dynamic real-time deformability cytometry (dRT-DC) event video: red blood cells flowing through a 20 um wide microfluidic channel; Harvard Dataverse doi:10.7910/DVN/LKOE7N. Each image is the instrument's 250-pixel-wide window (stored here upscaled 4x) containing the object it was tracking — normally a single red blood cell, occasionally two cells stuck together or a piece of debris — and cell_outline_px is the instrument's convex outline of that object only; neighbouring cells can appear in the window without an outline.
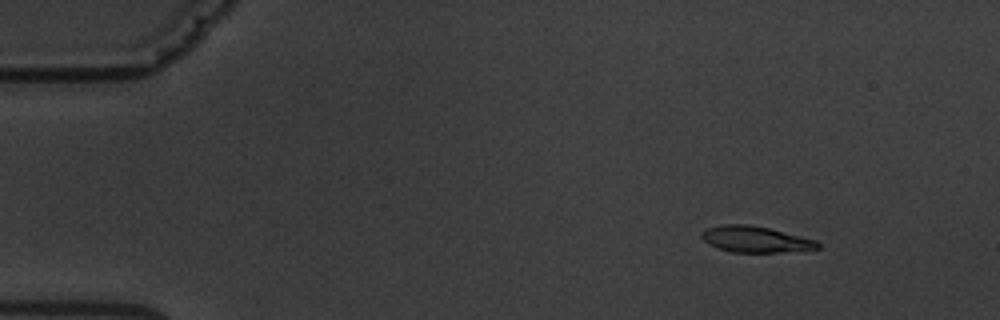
{"species": "common noctule bat (a hibernating species)", "species_latin": "Nyctalus noctula", "temperature_condition": "warm", "stored_images_in_passage": 7, "camera_frame_rate_fps": 3000, "um_per_image_px": 0.085, "animal": {"sex": "male", "body_mass_g": 19.5, "forearm_length_mm": 54.6}, "frame": {"image": 1, "passage_image": 3, "time_ms": 2.333, "image_size_px": [1000, 320], "cell_outline_px": [[820, 248], [780, 252], [732, 252], [720, 248], [704, 240], [700, 236], [700, 232], [708, 228], [724, 224], [748, 224], [768, 228], [816, 240], [820, 244]], "centroid_in_image_um": [64.21, 20.33], "position_along_channel_um": 20.8, "area_um2": 17.34}}
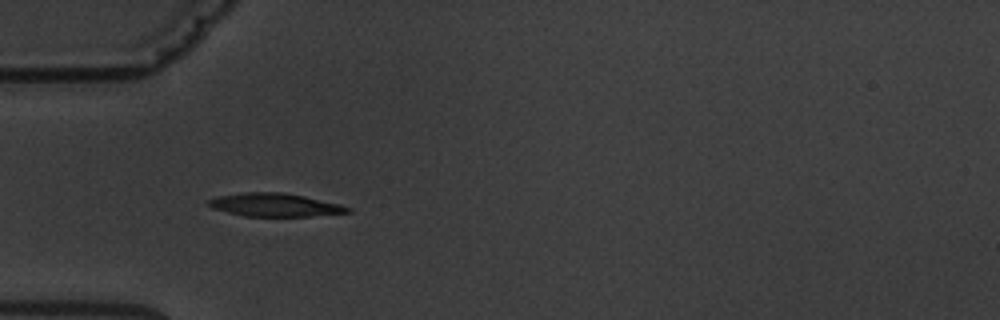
{"frame": {"image": 2, "passage_image": 6, "time_ms": 6.0, "image_size_px": [1000, 320], "cell_outline_px": [[352, 212], [308, 216], [244, 216], [212, 208], [208, 204], [208, 200], [216, 196], [244, 192], [280, 192], [304, 196], [340, 204], [352, 208]], "centroid_in_image_um": [23.36, 17.41], "position_along_channel_um": 61.6, "area_um2": 18.73}}
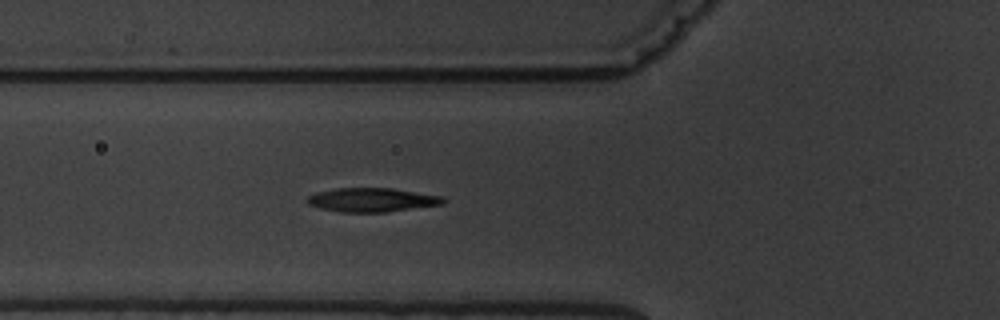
{"frame": {"image": 3, "passage_image": 7, "time_ms": 7.0, "image_size_px": [1000, 320], "cell_outline_px": [[448, 200], [444, 204], [384, 212], [340, 212], [320, 208], [308, 204], [304, 200], [308, 196], [316, 192], [336, 188], [392, 188], [440, 196]], "centroid_in_image_um": [31.58, 16.99], "position_along_channel_um": 94.2, "area_um2": 18.96}}